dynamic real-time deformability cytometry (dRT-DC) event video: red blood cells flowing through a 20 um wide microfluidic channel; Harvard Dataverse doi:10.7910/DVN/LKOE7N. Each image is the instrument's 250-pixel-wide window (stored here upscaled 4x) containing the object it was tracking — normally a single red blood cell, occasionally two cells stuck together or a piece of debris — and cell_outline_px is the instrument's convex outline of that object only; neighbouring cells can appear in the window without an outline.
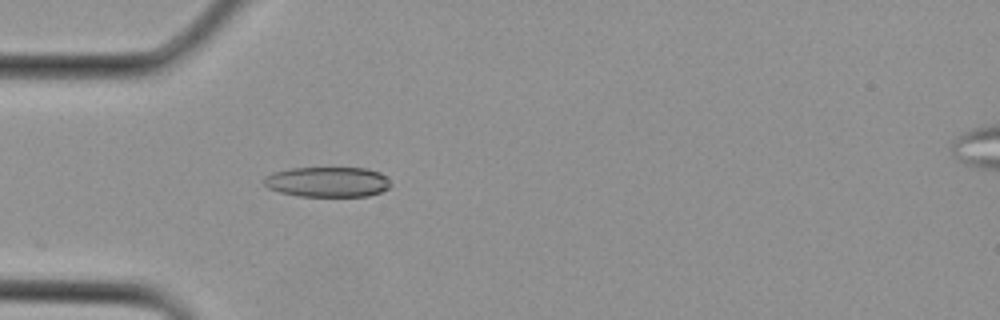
{"species": "Egyptian fruit bat (a non-hibernating species)", "species_latin": "Rousettus aegyptiacus", "temperature_condition": "cold", "stored_images_in_passage": 7, "camera_frame_rate_fps": 3000, "um_per_image_px": 0.085, "animal": {"sex": "female"}, "frame": {"image": 1, "passage_image": 3, "time_ms": 0.667, "image_size_px": [1000, 320], "cell_outline_px": [[392, 184], [388, 188], [380, 192], [368, 196], [300, 196], [280, 192], [268, 188], [264, 184], [264, 176], [272, 172], [292, 168], [368, 168], [380, 172]], "centroid_in_image_um": [27.83, 15.46], "position_along_channel_um": 57.2, "area_um2": 22.31}}
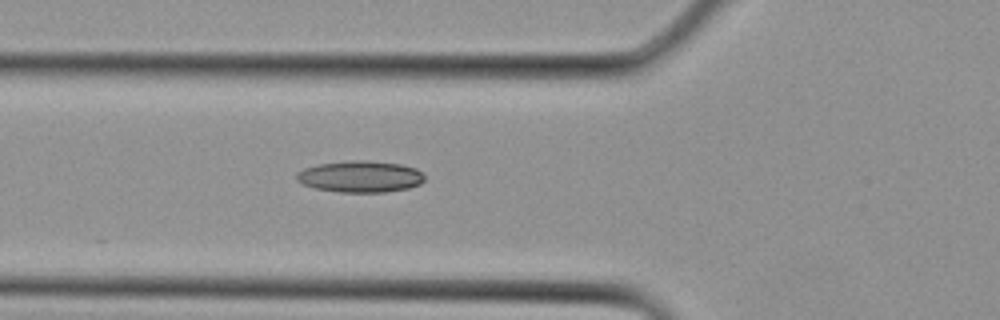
{"frame": {"image": 2, "passage_image": 5, "time_ms": 1.333, "image_size_px": [1000, 320], "cell_outline_px": [[424, 180], [420, 184], [408, 188], [384, 192], [340, 192], [316, 188], [304, 184], [296, 180], [296, 172], [304, 168], [320, 164], [352, 160], [368, 160], [400, 164], [416, 168], [424, 176]], "centroid_in_image_um": [30.62, 15.0], "position_along_channel_um": 95.2, "area_um2": 23.41}}
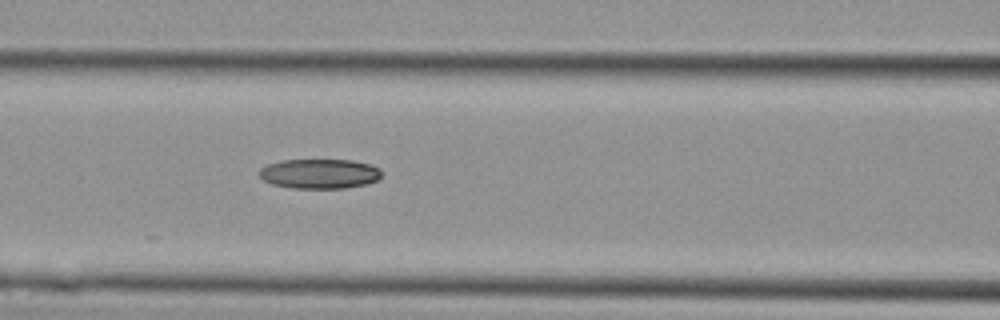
{"frame": {"image": 3, "passage_image": 7, "time_ms": 2.0, "image_size_px": [1000, 320], "cell_outline_px": [[380, 176], [376, 180], [368, 184], [344, 188], [292, 188], [272, 184], [264, 180], [260, 176], [260, 168], [268, 164], [284, 160], [352, 160], [372, 164], [380, 168]], "centroid_in_image_um": [27.18, 14.76], "position_along_channel_um": 139.4, "area_um2": 21.15}}